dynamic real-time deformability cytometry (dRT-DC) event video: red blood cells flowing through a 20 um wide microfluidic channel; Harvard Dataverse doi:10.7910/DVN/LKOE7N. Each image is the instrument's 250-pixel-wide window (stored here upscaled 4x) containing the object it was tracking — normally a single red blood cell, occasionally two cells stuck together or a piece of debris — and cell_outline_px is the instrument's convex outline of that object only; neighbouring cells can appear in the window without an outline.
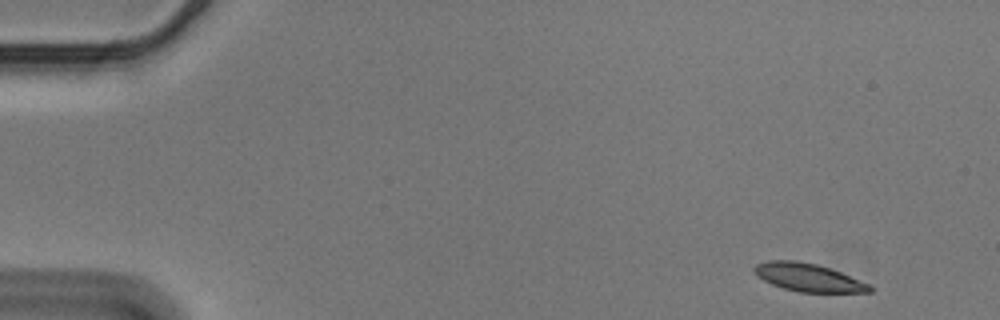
{"species": "Egyptian fruit bat (a non-hibernating species)", "species_latin": "Rousettus aegyptiacus", "temperature_condition": "cold", "stored_images_in_passage": 54, "camera_frame_rate_fps": 3000, "um_per_image_px": 0.085, "animal": {"sex": "male"}, "frame": {"image": 1, "passage_image": 2, "time_ms": 0.333, "image_size_px": [1000, 320], "cell_outline_px": [[876, 288], [872, 292], [800, 292], [784, 288], [772, 284], [756, 276], [752, 268], [756, 264], [768, 260], [796, 260], [816, 264], [840, 272], [868, 284]], "centroid_in_image_um": [68.68, 23.58], "position_along_channel_um": 16.3, "area_um2": 18.73}}
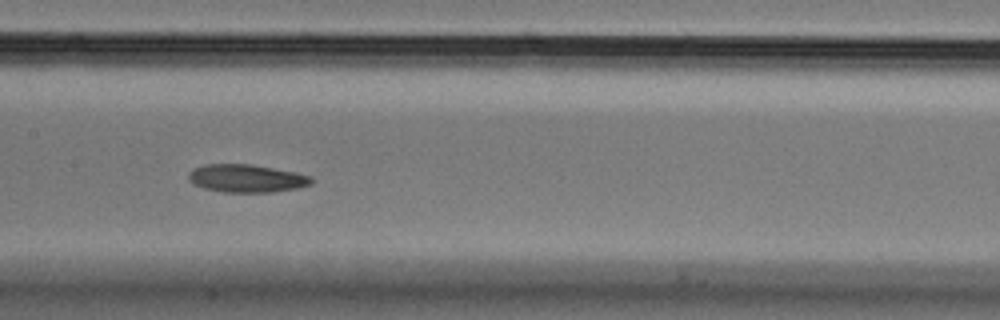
{"frame": {"image": 2, "passage_image": 26, "time_ms": 8.333, "image_size_px": [1000, 320], "cell_outline_px": [[312, 184], [300, 188], [272, 192], [224, 192], [204, 188], [188, 180], [188, 172], [192, 168], [204, 164], [252, 164], [296, 172], [312, 176]], "centroid_in_image_um": [20.97, 15.15], "position_along_channel_um": 186.4, "area_um2": 20.17}}
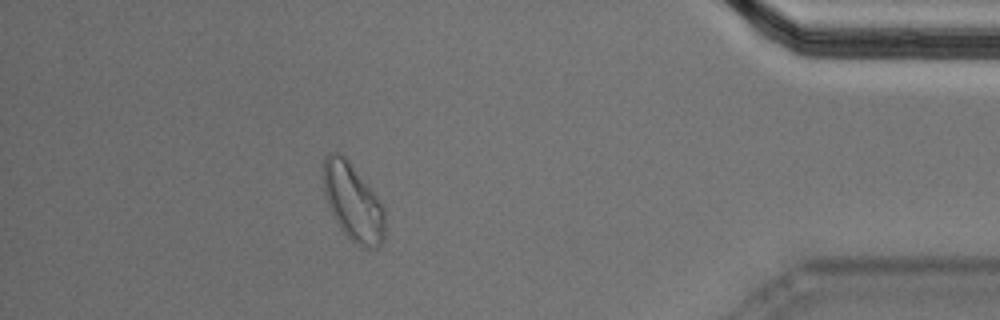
{"frame": {"image": 3, "passage_image": 48, "time_ms": 15.667, "image_size_px": [1000, 320], "cell_outline_px": [[384, 240], [376, 248], [364, 248], [356, 244], [340, 228], [332, 216], [324, 192], [324, 156], [328, 152], [340, 152], [348, 160], [376, 196], [384, 208]], "centroid_in_image_um": [29.99, 17.19], "position_along_channel_um": 405.2, "area_um2": 27.4}, "authors_computed_cell_mechanics": {"area_um2": 20.2011, "velocity_mm_per_s": 3.5512, "shape_relaxation_time_tau1_ms": 6.2429, "shape_relaxation_time_tau2_ms": 8.6407, "deformation_change_tau1": 0.1469, "deformation_change_tau2": 0.1358}}